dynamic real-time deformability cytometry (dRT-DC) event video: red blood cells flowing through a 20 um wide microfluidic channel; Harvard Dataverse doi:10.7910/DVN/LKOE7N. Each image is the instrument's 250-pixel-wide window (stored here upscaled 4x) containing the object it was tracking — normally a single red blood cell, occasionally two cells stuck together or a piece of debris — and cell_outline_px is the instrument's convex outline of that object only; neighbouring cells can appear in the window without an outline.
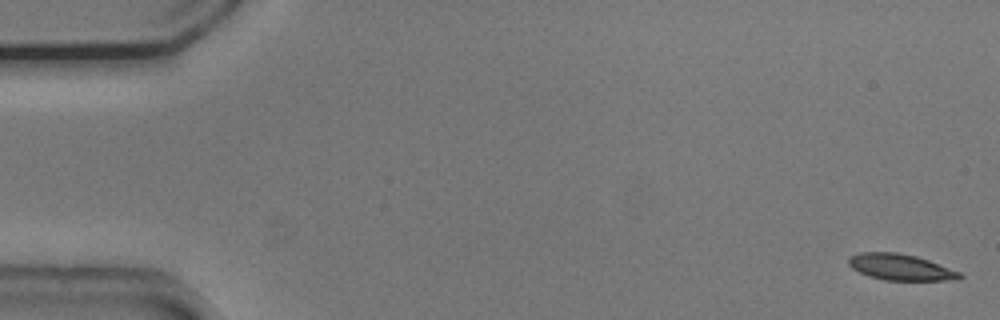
{"species": "common noctule bat (a hibernating species)", "species_latin": "Nyctalus noctula", "temperature_condition": "cold", "stored_images_in_passage": 54, "camera_frame_rate_fps": 3000, "um_per_image_px": 0.085, "animal": {"sex": "male", "body_mass_g": 20.5, "forearm_length_mm": 52.5}, "frame": {"image": 1, "passage_image": 1, "time_ms": 0.0, "image_size_px": [1000, 320], "cell_outline_px": [[964, 276], [960, 280], [884, 280], [868, 276], [852, 268], [848, 264], [848, 260], [852, 256], [860, 252], [896, 252], [916, 256], [928, 260], [960, 272]], "centroid_in_image_um": [76.56, 22.71], "position_along_channel_um": 8.4, "area_um2": 16.88}}
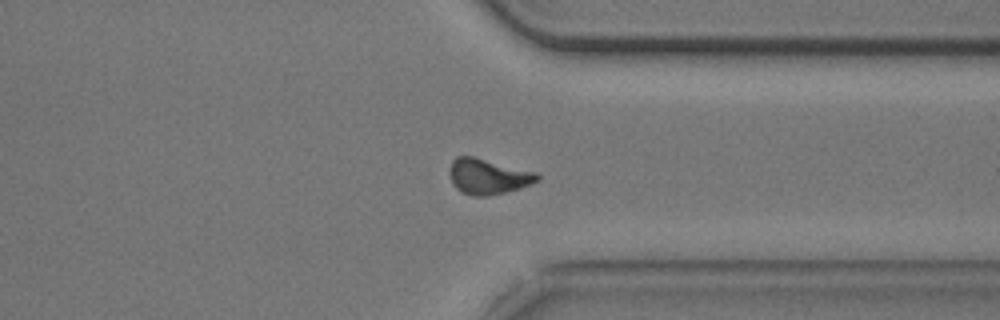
{"frame": {"image": 2, "passage_image": 41, "time_ms": 13.333, "image_size_px": [1000, 320], "cell_outline_px": [[540, 180], [532, 184], [520, 188], [488, 196], [472, 196], [460, 192], [452, 184], [452, 160], [456, 156], [472, 156], [536, 172], [540, 176]], "centroid_in_image_um": [41.52, 15.01], "position_along_channel_um": 369.9, "area_um2": 17.92}}
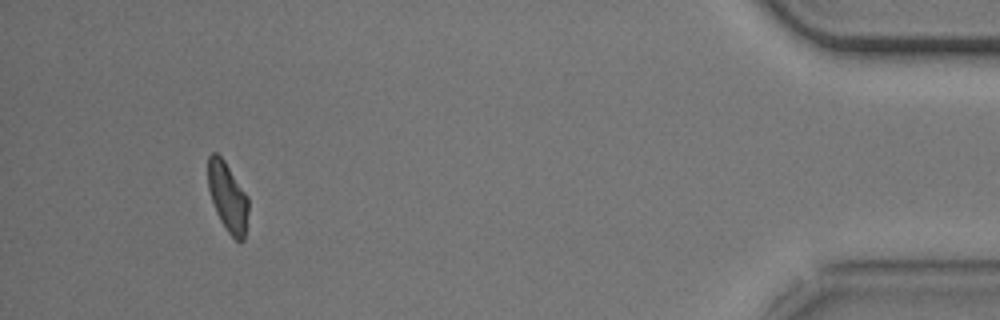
{"frame": {"image": 3, "passage_image": 50, "time_ms": 16.333, "image_size_px": [1000, 320], "cell_outline_px": [[248, 212], [244, 240], [240, 244], [228, 232], [220, 220], [216, 212], [208, 188], [208, 156], [212, 152], [216, 152], [224, 160], [248, 196]], "centroid_in_image_um": [19.36, 16.76], "position_along_channel_um": 415.8, "area_um2": 16.3}, "authors_computed_cell_mechanics": {"area_um2": 17.629, "velocity_mm_per_s": 3.7369, "shape_relaxation_time_tau1_ms": 2.8503, "shape_relaxation_time_tau2_ms": 6.3111, "deformation_change_tau1": 0.1067, "deformation_change_tau2": 0.1459}}